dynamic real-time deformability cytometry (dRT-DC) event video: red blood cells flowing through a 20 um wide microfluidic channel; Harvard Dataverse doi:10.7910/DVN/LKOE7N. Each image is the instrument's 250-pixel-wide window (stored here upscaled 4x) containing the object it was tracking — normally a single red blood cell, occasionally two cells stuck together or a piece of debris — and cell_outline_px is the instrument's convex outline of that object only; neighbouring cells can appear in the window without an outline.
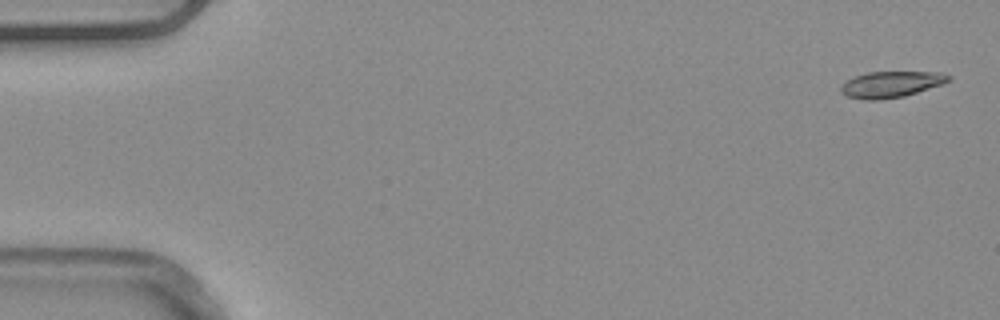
{"species": "common noctule bat (a hibernating species)", "species_latin": "Nyctalus noctula", "temperature_condition": "warm", "stored_images_in_passage": 53, "camera_frame_rate_fps": 3000, "um_per_image_px": 0.085, "animal": {"sex": "male", "body_mass_g": 20.4}, "frame": {"image": 1, "passage_image": 2, "time_ms": 0.333, "image_size_px": [1000, 320], "cell_outline_px": [[952, 80], [944, 84], [904, 96], [880, 100], [864, 100], [848, 96], [840, 92], [840, 88], [848, 80], [856, 76], [868, 72], [940, 72], [952, 76]], "centroid_in_image_um": [75.8, 7.17], "position_along_channel_um": 9.2, "area_um2": 16.42}}
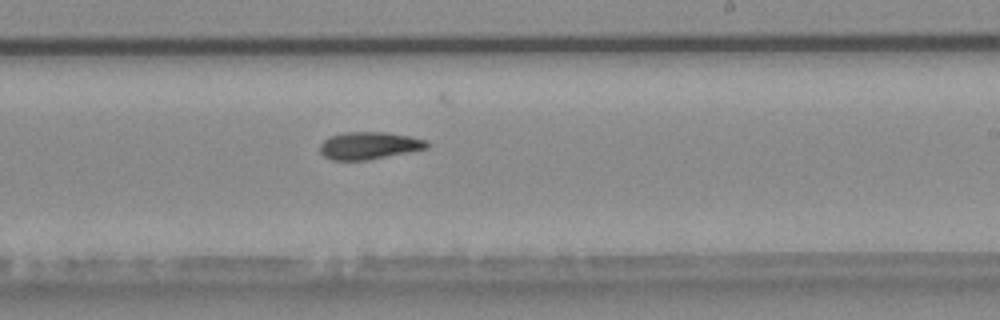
{"frame": {"image": 2, "passage_image": 32, "time_ms": 10.333, "image_size_px": [1000, 320], "cell_outline_px": [[428, 148], [368, 160], [332, 160], [324, 156], [320, 152], [320, 144], [328, 136], [344, 132], [384, 132], [408, 136], [428, 140]], "centroid_in_image_um": [31.35, 12.37], "position_along_channel_um": 257.7, "area_um2": 17.05}}
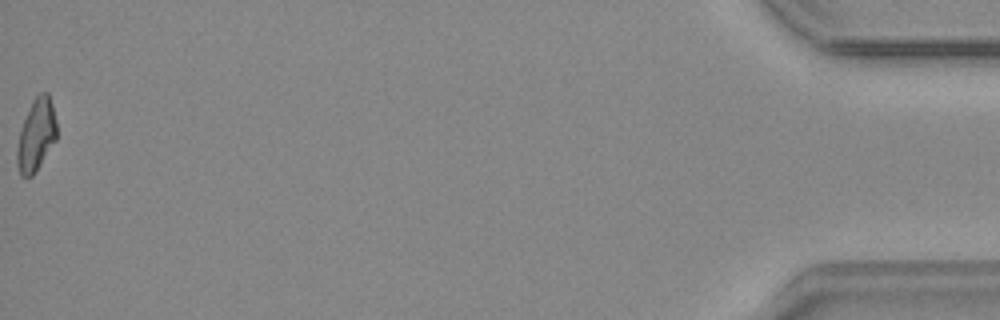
{"frame": {"image": 3, "passage_image": 53, "time_ms": 17.333, "image_size_px": [1000, 320], "cell_outline_px": [[56, 140], [32, 176], [20, 176], [16, 160], [16, 152], [20, 132], [24, 120], [32, 100], [40, 92], [48, 92], [52, 104], [56, 120]], "centroid_in_image_um": [3.08, 11.46], "position_along_channel_um": 432.1, "area_um2": 16.47}, "authors_computed_cell_mechanics": {"area_um2": 16.9354, "velocity_mm_per_s": 3.9054, "shape_relaxation_time_tau1_ms": 9.5708, "shape_relaxation_time_tau2_ms": 9.6971, "deformation_change_tau1": 0.2125, "deformation_change_tau2": 0.1825}}